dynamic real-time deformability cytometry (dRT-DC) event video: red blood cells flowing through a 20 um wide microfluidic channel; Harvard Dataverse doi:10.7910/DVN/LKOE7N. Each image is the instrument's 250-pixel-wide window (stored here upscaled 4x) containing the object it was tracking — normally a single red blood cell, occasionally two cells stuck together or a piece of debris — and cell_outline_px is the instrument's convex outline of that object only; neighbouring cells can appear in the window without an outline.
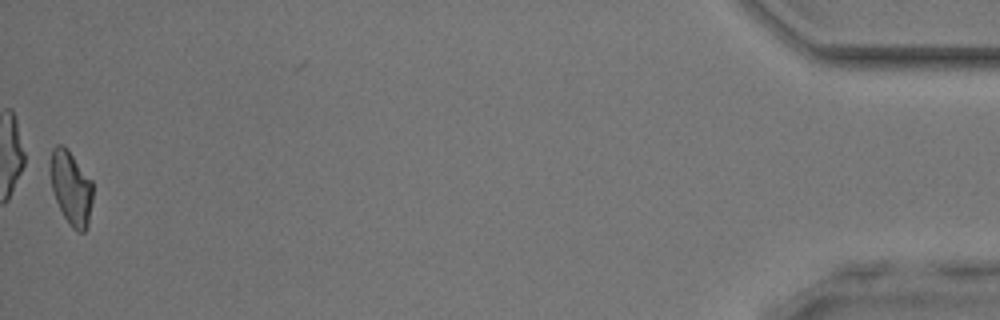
{"species": "common noctule bat (a hibernating species)", "species_latin": "Nyctalus noctula", "temperature_condition": "room temperature", "stored_images_in_passage": 32, "camera_frame_rate_fps": 3000, "um_per_image_px": 0.085, "animal": {"sex": "male", "body_mass_g": 17.9, "forearm_length_mm": 54.2}, "frame": {"image": 1, "passage_image": 32, "time_ms": 10.333, "image_size_px": [1000, 320], "cell_outline_px": [[92, 200], [88, 224], [84, 232], [76, 232], [72, 228], [64, 216], [56, 200], [52, 188], [48, 168], [48, 164], [52, 148], [56, 144], [60, 144], [72, 156], [92, 180]], "centroid_in_image_um": [6.01, 15.97], "position_along_channel_um": 429.2, "area_um2": 18.21}}